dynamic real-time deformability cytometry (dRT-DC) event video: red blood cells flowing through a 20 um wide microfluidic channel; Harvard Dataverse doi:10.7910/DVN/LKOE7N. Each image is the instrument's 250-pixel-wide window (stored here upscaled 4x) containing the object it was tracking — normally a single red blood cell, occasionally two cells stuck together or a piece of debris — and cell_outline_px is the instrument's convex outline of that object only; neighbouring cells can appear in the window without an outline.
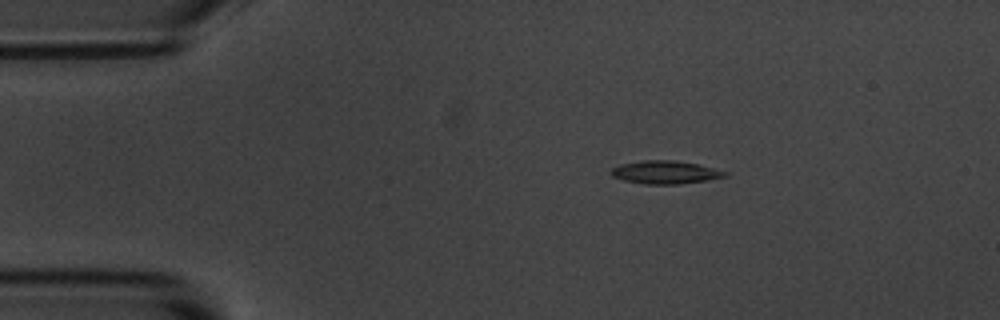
{"species": "common noctule bat (a hibernating species)", "species_latin": "Nyctalus noctula", "temperature_condition": "room temperature", "stored_images_in_passage": 5, "camera_frame_rate_fps": 3000, "um_per_image_px": 0.085, "animal": {"sex": "male", "body_mass_g": 20.1, "forearm_length_mm": 53.5}, "frame": {"image": 1, "passage_image": 5, "time_ms": 5.333, "image_size_px": [1000, 320], "cell_outline_px": [[728, 176], [708, 180], [680, 184], [644, 184], [624, 180], [612, 176], [612, 168], [620, 164], [644, 160], [672, 160], [696, 164], [728, 172]], "centroid_in_image_um": [56.55, 14.65], "position_along_channel_um": 28.4, "area_um2": 15.14}}